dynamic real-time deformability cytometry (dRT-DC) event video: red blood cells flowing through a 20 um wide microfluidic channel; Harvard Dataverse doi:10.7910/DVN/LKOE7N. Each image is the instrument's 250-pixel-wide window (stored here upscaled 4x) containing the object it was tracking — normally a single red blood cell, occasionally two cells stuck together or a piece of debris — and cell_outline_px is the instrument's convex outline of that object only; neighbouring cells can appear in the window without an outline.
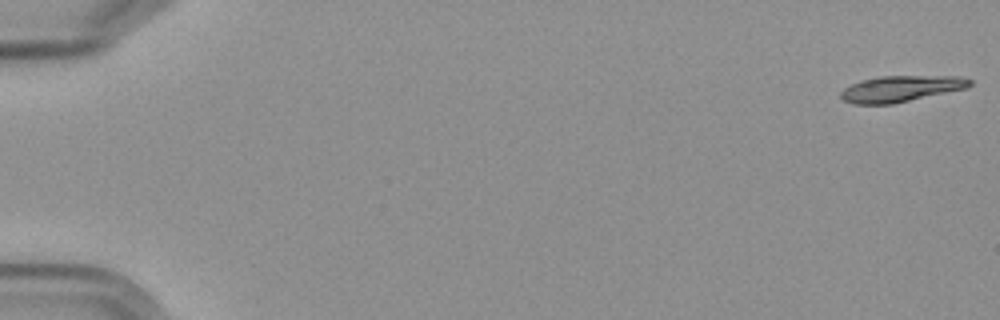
{"species": "Egyptian fruit bat (a non-hibernating species)", "species_latin": "Rousettus aegyptiacus", "temperature_condition": "cold", "stored_images_in_passage": 2, "camera_frame_rate_fps": 3000, "um_per_image_px": 0.085, "frame": {"image": 1, "passage_image": 1, "time_ms": 0.0, "image_size_px": [1000, 320], "cell_outline_px": [[972, 84], [968, 88], [892, 104], [852, 104], [844, 100], [840, 96], [840, 92], [844, 88], [860, 80], [880, 76], [960, 76], [972, 80]], "centroid_in_image_um": [76.58, 7.54], "position_along_channel_um": 8.4, "area_um2": 19.71}}